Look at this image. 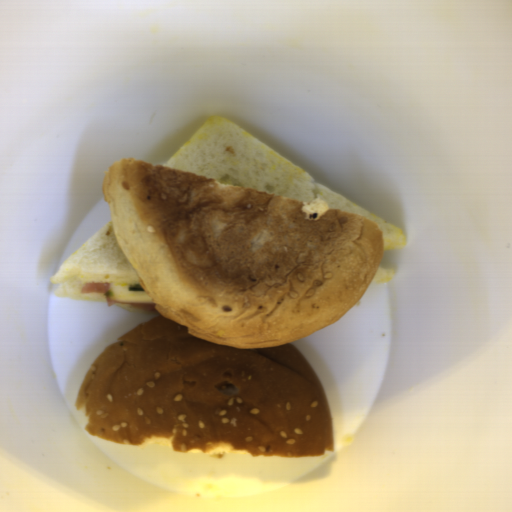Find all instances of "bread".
Instances as JSON below:
<instances>
[{
    "mask_svg": "<svg viewBox=\"0 0 512 512\" xmlns=\"http://www.w3.org/2000/svg\"><path fill=\"white\" fill-rule=\"evenodd\" d=\"M101 191L155 313L89 367L73 405L85 430L178 454L334 451L326 391L292 343L361 299L385 252L378 224L135 157Z\"/></svg>",
    "mask_w": 512,
    "mask_h": 512,
    "instance_id": "obj_1",
    "label": "bread"
},
{
    "mask_svg": "<svg viewBox=\"0 0 512 512\" xmlns=\"http://www.w3.org/2000/svg\"><path fill=\"white\" fill-rule=\"evenodd\" d=\"M162 165L246 188L358 213L375 222L385 250L405 247L401 230L295 165L227 119L209 118Z\"/></svg>",
    "mask_w": 512,
    "mask_h": 512,
    "instance_id": "obj_2",
    "label": "bread"
},
{
    "mask_svg": "<svg viewBox=\"0 0 512 512\" xmlns=\"http://www.w3.org/2000/svg\"><path fill=\"white\" fill-rule=\"evenodd\" d=\"M56 296L107 303L103 292L80 293L86 283H140L121 250L111 218L73 251L50 278Z\"/></svg>",
    "mask_w": 512,
    "mask_h": 512,
    "instance_id": "obj_3",
    "label": "bread"
},
{
    "mask_svg": "<svg viewBox=\"0 0 512 512\" xmlns=\"http://www.w3.org/2000/svg\"><path fill=\"white\" fill-rule=\"evenodd\" d=\"M395 275L396 270H394L393 268H383L379 266L371 282L392 281Z\"/></svg>",
    "mask_w": 512,
    "mask_h": 512,
    "instance_id": "obj_4",
    "label": "bread"
},
{
    "mask_svg": "<svg viewBox=\"0 0 512 512\" xmlns=\"http://www.w3.org/2000/svg\"><path fill=\"white\" fill-rule=\"evenodd\" d=\"M114 305H117L127 311H131V312H135V313H139V314H155L156 310L155 311H149V310H146L144 308H137V307H134V306H131V305H128V304H114Z\"/></svg>",
    "mask_w": 512,
    "mask_h": 512,
    "instance_id": "obj_5",
    "label": "bread"
}]
</instances>
